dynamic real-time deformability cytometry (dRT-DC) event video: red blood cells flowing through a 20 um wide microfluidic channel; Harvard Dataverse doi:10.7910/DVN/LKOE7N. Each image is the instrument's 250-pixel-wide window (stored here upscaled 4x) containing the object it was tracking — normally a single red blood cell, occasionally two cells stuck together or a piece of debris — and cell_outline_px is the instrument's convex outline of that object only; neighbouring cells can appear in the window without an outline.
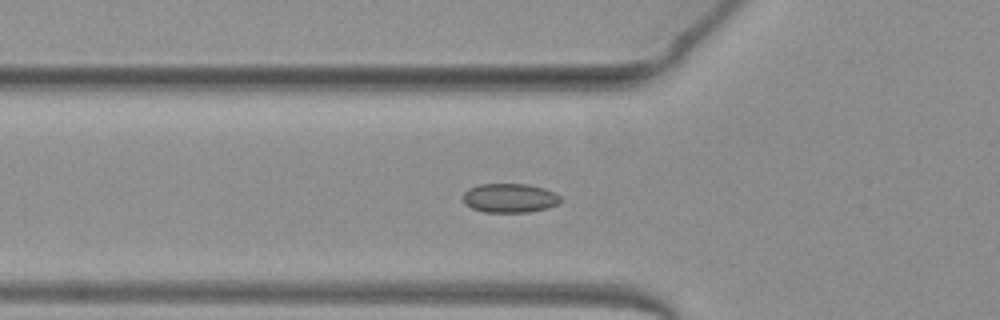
{"species": "common noctule bat (a hibernating species)", "species_latin": "Nyctalus noctula", "temperature_condition": "warm", "stored_images_in_passage": 38, "camera_frame_rate_fps": 3000, "um_per_image_px": 0.085, "animal": {"sex": "female", "body_mass_g": 19.3, "forearm_length_mm": 54.1}, "frame": {"image": 1, "passage_image": 4, "time_ms": 1.0, "image_size_px": [1000, 320], "cell_outline_px": [[560, 204], [548, 208], [528, 212], [484, 212], [472, 208], [464, 204], [464, 192], [468, 188], [480, 184], [528, 184], [544, 188], [556, 192], [560, 196]], "centroid_in_image_um": [43.35, 16.83], "position_along_channel_um": 82.5, "area_um2": 16.7}}
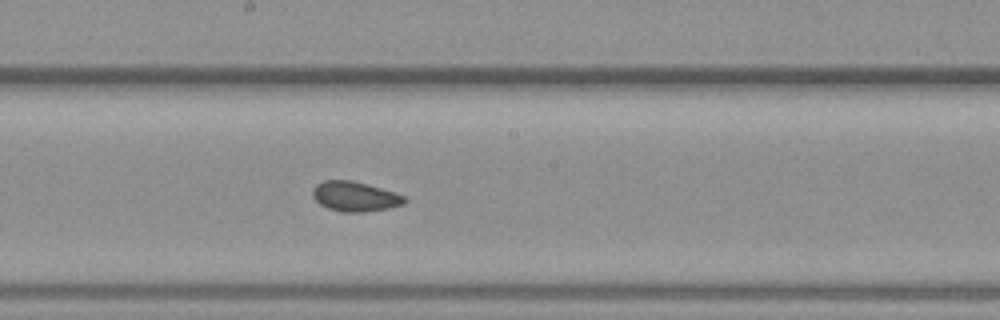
{"frame": {"image": 2, "passage_image": 14, "time_ms": 4.333, "image_size_px": [1000, 320], "cell_outline_px": [[408, 200], [404, 204], [388, 208], [364, 212], [340, 212], [328, 208], [320, 204], [312, 196], [312, 188], [316, 184], [324, 180], [352, 180], [368, 184], [404, 196]], "centroid_in_image_um": [30.14, 16.7], "position_along_channel_um": 218.1, "area_um2": 16.01}}
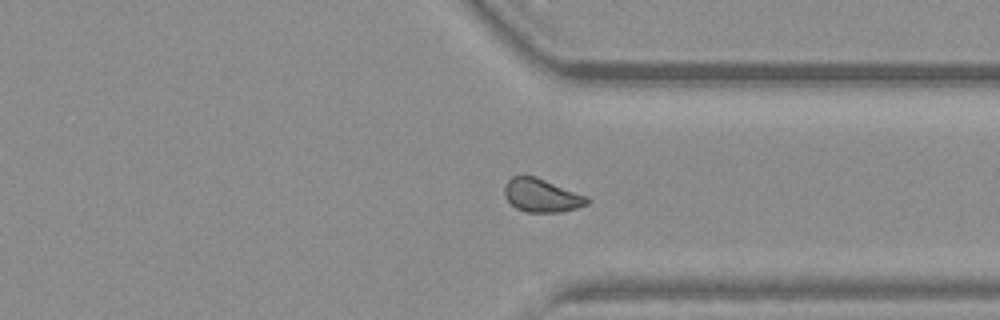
{"frame": {"image": 3, "passage_image": 25, "time_ms": 8.0, "image_size_px": [1000, 320], "cell_outline_px": [[588, 204], [576, 208], [560, 212], [528, 212], [516, 208], [504, 196], [504, 188], [508, 180], [512, 176], [536, 176], [588, 196]], "centroid_in_image_um": [46.04, 16.6], "position_along_channel_um": 365.4, "area_um2": 16.01}, "authors_computed_cell_mechanics": {"area_um2": 16.0395, "velocity_mm_per_s": 4.0402, "shape_relaxation_time_tau1_ms": 2.8696, "shape_relaxation_time_tau2_ms": 2.3722, "deformation_change_tau1": 0.0447, "deformation_change_tau2": 0.0561}}